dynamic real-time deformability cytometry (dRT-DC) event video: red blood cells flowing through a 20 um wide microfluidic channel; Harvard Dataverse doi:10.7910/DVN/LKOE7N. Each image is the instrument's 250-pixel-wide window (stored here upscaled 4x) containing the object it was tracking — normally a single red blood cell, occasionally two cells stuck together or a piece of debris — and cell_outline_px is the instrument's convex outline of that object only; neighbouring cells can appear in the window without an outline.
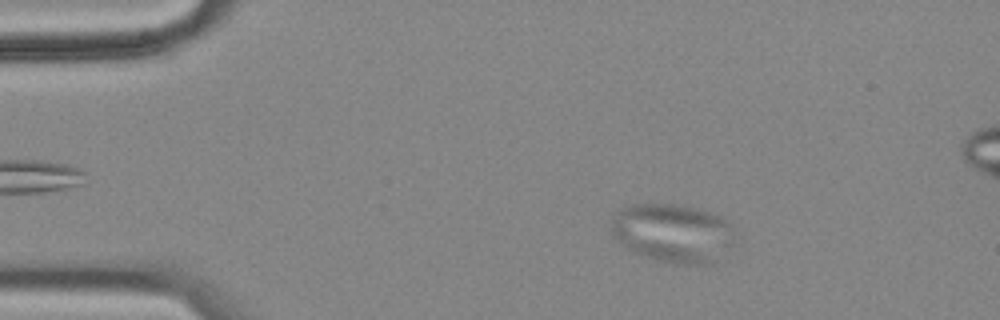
{"species": "common noctule bat (a hibernating species)", "species_latin": "Nyctalus noctula", "temperature_condition": "cold", "stored_images_in_passage": 60, "camera_frame_rate_fps": 3000, "um_per_image_px": 0.085, "animal": {"sex": "female", "body_mass_g": 18.4}, "frame": {"image": 1, "passage_image": 10, "time_ms": 3.0, "image_size_px": [1000, 320], "cell_outline_px": [[740, 240], [716, 260], [708, 264], [676, 264], [660, 260], [636, 252], [628, 248], [616, 240], [612, 236], [612, 216], [620, 208], [632, 204], [672, 204], [696, 208], [720, 216], [740, 236]], "centroid_in_image_um": [57.25, 19.8], "position_along_channel_um": 27.8, "area_um2": 42.48}}
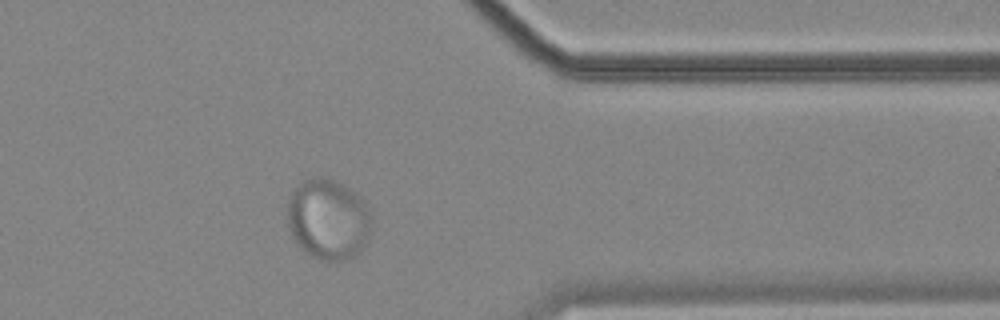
{"frame": {"image": 2, "passage_image": 48, "time_ms": 15.667, "image_size_px": [1000, 320], "cell_outline_px": [[372, 232], [368, 244], [360, 252], [344, 260], [320, 260], [304, 252], [300, 248], [292, 236], [288, 228], [288, 200], [292, 192], [300, 180], [312, 176], [320, 176], [332, 180], [348, 188], [360, 196], [364, 200], [372, 216]], "centroid_in_image_um": [27.92, 18.65], "position_along_channel_um": 383.5, "area_um2": 40.29}}
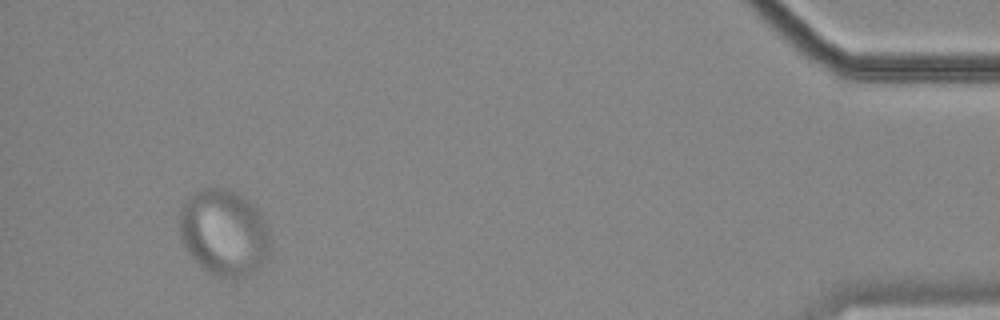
{"frame": {"image": 3, "passage_image": 56, "time_ms": 18.333, "image_size_px": [1000, 320], "cell_outline_px": [[268, 260], [252, 272], [244, 276], [220, 276], [208, 272], [188, 252], [180, 236], [180, 204], [188, 196], [204, 188], [224, 188], [232, 192], [244, 200], [264, 220], [268, 236]], "centroid_in_image_um": [18.98, 19.77], "position_along_channel_um": 416.2, "area_um2": 44.33}}